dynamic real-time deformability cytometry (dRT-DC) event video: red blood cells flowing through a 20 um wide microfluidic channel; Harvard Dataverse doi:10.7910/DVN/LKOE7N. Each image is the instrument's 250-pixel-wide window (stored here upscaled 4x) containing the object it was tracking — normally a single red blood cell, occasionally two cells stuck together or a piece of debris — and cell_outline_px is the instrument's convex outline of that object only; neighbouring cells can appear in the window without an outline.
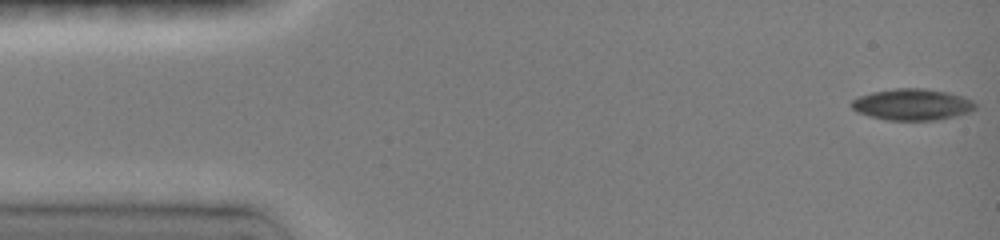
{"species": "common noctule bat (a hibernating species)", "species_latin": "Nyctalus noctula", "temperature_condition": "room temperature", "stored_images_in_passage": 48, "camera_frame_rate_fps": 3000, "um_per_image_px": 0.085, "animal": {"sex": "female", "body_mass_g": 19.0, "forearm_length_mm": 51.5}, "frame": {"image": 1, "passage_image": 1, "time_ms": 0.0, "image_size_px": [1000, 240], "cell_outline_px": [[976, 108], [968, 112], [956, 116], [936, 120], [884, 120], [868, 116], [856, 112], [852, 108], [852, 100], [860, 96], [872, 92], [896, 88], [924, 88], [948, 92], [972, 100], [976, 104]], "centroid_in_image_um": [77.52, 8.89], "position_along_channel_um": 7.5, "area_um2": 22.66}}
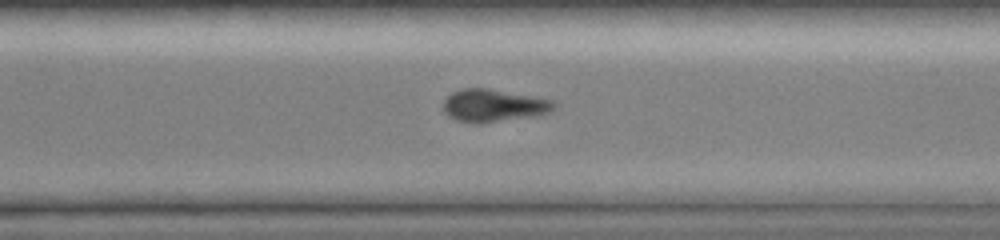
{"frame": {"image": 2, "passage_image": 34, "time_ms": 11.0, "image_size_px": [1000, 240], "cell_outline_px": [[556, 108], [552, 112], [532, 116], [480, 124], [472, 124], [456, 120], [448, 116], [444, 112], [444, 100], [452, 92], [464, 88], [488, 88], [552, 100], [556, 104]], "centroid_in_image_um": [41.94, 8.98], "position_along_channel_um": 328.7, "area_um2": 21.1}}
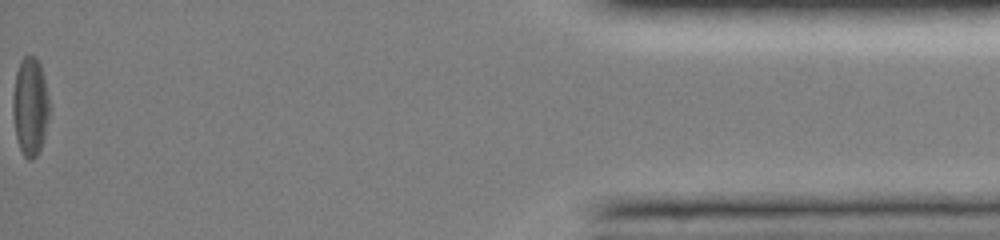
{"frame": {"image": 3, "passage_image": 48, "time_ms": 15.667, "image_size_px": [1000, 240], "cell_outline_px": [[48, 116], [44, 136], [40, 148], [36, 156], [32, 160], [28, 160], [24, 156], [20, 148], [16, 136], [12, 116], [12, 96], [16, 72], [20, 60], [28, 52], [36, 56], [40, 64], [48, 96]], "centroid_in_image_um": [2.53, 9.0], "position_along_channel_um": 432.7, "area_um2": 20.98}, "authors_computed_cell_mechanics": {"area_um2": 22.6576, "velocity_mm_per_s": 4.0051, "shape_relaxation_time_tau1_ms": null, "shape_relaxation_time_tau2_ms": 9.9479, "deformation_change_tau1": null, "deformation_change_tau2": 0.2266}}